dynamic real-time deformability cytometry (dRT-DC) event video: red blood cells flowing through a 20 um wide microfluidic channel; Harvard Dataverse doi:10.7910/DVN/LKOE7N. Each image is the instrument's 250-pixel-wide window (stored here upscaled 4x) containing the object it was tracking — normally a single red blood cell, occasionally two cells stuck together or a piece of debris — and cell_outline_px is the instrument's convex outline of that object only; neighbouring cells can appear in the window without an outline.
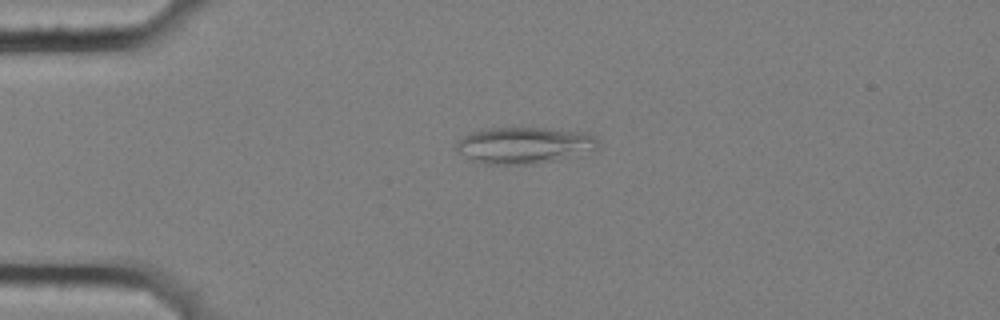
{"species": "common noctule bat (a hibernating species)", "species_latin": "Nyctalus noctula", "temperature_condition": "cold", "stored_images_in_passage": 3, "camera_frame_rate_fps": 3000, "um_per_image_px": 0.085, "animal": {"sex": "female", "body_mass_g": 25.1}, "frame": {"image": 1, "passage_image": 1, "time_ms": 0.0, "image_size_px": [1000, 320], "cell_outline_px": [[600, 148], [596, 152], [556, 160], [532, 164], [484, 164], [468, 160], [456, 152], [452, 148], [464, 136], [472, 132], [484, 128], [548, 128], [588, 132], [600, 144]], "centroid_in_image_um": [44.57, 12.36], "position_along_channel_um": 40.4, "area_um2": 30.92}}